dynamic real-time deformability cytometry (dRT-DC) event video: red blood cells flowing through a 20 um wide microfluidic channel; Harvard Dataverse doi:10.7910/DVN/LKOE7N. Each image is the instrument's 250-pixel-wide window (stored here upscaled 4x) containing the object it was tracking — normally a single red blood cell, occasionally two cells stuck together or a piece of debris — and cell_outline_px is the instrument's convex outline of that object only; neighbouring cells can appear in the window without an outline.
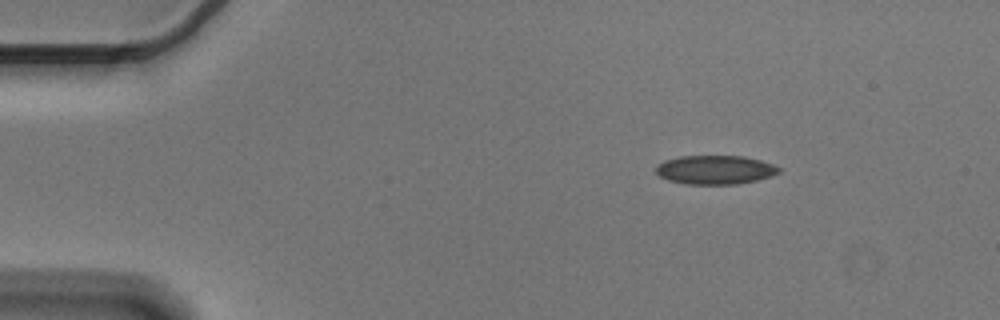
{"species": "Egyptian fruit bat (a non-hibernating species)", "species_latin": "Rousettus aegyptiacus", "temperature_condition": "cold", "stored_images_in_passage": 3, "camera_frame_rate_fps": 3000, "um_per_image_px": 0.085, "animal": {"sex": "male"}, "frame": {"image": 1, "passage_image": 1, "time_ms": 0.0, "image_size_px": [1000, 320], "cell_outline_px": [[780, 172], [772, 176], [756, 180], [736, 184], [684, 184], [668, 180], [660, 176], [656, 172], [656, 164], [664, 160], [680, 156], [744, 156], [760, 160], [772, 164], [780, 168]], "centroid_in_image_um": [60.77, 14.43], "position_along_channel_um": 24.2, "area_um2": 20.75}}